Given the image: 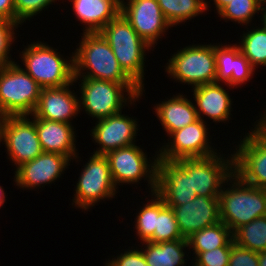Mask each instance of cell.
<instances>
[{
    "label": "cell",
    "instance_id": "obj_1",
    "mask_svg": "<svg viewBox=\"0 0 266 266\" xmlns=\"http://www.w3.org/2000/svg\"><path fill=\"white\" fill-rule=\"evenodd\" d=\"M82 35L79 47L74 54L75 83L80 77L115 83H135L124 72L109 43L99 32L85 33L83 31Z\"/></svg>",
    "mask_w": 266,
    "mask_h": 266
},
{
    "label": "cell",
    "instance_id": "obj_2",
    "mask_svg": "<svg viewBox=\"0 0 266 266\" xmlns=\"http://www.w3.org/2000/svg\"><path fill=\"white\" fill-rule=\"evenodd\" d=\"M228 181L232 186L222 188L219 195L220 221L234 233L240 226L266 216V189L245 183L235 173Z\"/></svg>",
    "mask_w": 266,
    "mask_h": 266
},
{
    "label": "cell",
    "instance_id": "obj_3",
    "mask_svg": "<svg viewBox=\"0 0 266 266\" xmlns=\"http://www.w3.org/2000/svg\"><path fill=\"white\" fill-rule=\"evenodd\" d=\"M109 43L124 72L142 89L144 80L145 51L149 46L132 28L120 12L100 32Z\"/></svg>",
    "mask_w": 266,
    "mask_h": 266
},
{
    "label": "cell",
    "instance_id": "obj_4",
    "mask_svg": "<svg viewBox=\"0 0 266 266\" xmlns=\"http://www.w3.org/2000/svg\"><path fill=\"white\" fill-rule=\"evenodd\" d=\"M81 81L79 107L98 120L122 112L127 102L132 104L142 96V89L136 83H115L91 78H82ZM125 92L128 94L124 97Z\"/></svg>",
    "mask_w": 266,
    "mask_h": 266
},
{
    "label": "cell",
    "instance_id": "obj_5",
    "mask_svg": "<svg viewBox=\"0 0 266 266\" xmlns=\"http://www.w3.org/2000/svg\"><path fill=\"white\" fill-rule=\"evenodd\" d=\"M38 42V43H37ZM22 51L23 68L42 88L62 87L74 83V52L65 60L59 52L40 41Z\"/></svg>",
    "mask_w": 266,
    "mask_h": 266
},
{
    "label": "cell",
    "instance_id": "obj_6",
    "mask_svg": "<svg viewBox=\"0 0 266 266\" xmlns=\"http://www.w3.org/2000/svg\"><path fill=\"white\" fill-rule=\"evenodd\" d=\"M42 87L17 62L0 67V114L31 115Z\"/></svg>",
    "mask_w": 266,
    "mask_h": 266
},
{
    "label": "cell",
    "instance_id": "obj_7",
    "mask_svg": "<svg viewBox=\"0 0 266 266\" xmlns=\"http://www.w3.org/2000/svg\"><path fill=\"white\" fill-rule=\"evenodd\" d=\"M168 59L167 74L192 88L216 82L215 45H189Z\"/></svg>",
    "mask_w": 266,
    "mask_h": 266
},
{
    "label": "cell",
    "instance_id": "obj_8",
    "mask_svg": "<svg viewBox=\"0 0 266 266\" xmlns=\"http://www.w3.org/2000/svg\"><path fill=\"white\" fill-rule=\"evenodd\" d=\"M157 156V157H156ZM109 163L110 173L115 186L121 184H134L144 177L150 184L151 192L157 188L158 154H155L151 163L146 153L135 144L109 151L105 154ZM150 163V164H149Z\"/></svg>",
    "mask_w": 266,
    "mask_h": 266
},
{
    "label": "cell",
    "instance_id": "obj_9",
    "mask_svg": "<svg viewBox=\"0 0 266 266\" xmlns=\"http://www.w3.org/2000/svg\"><path fill=\"white\" fill-rule=\"evenodd\" d=\"M230 159L218 155L206 158L176 160L190 175L197 196L219 197L223 184L234 173V155Z\"/></svg>",
    "mask_w": 266,
    "mask_h": 266
},
{
    "label": "cell",
    "instance_id": "obj_10",
    "mask_svg": "<svg viewBox=\"0 0 266 266\" xmlns=\"http://www.w3.org/2000/svg\"><path fill=\"white\" fill-rule=\"evenodd\" d=\"M83 167L72 204L86 211L100 200L114 197L118 186L113 183L105 155L94 153Z\"/></svg>",
    "mask_w": 266,
    "mask_h": 266
},
{
    "label": "cell",
    "instance_id": "obj_11",
    "mask_svg": "<svg viewBox=\"0 0 266 266\" xmlns=\"http://www.w3.org/2000/svg\"><path fill=\"white\" fill-rule=\"evenodd\" d=\"M1 141L6 145L9 158L16 169L43 152L35 121H30L27 115L5 116Z\"/></svg>",
    "mask_w": 266,
    "mask_h": 266
},
{
    "label": "cell",
    "instance_id": "obj_12",
    "mask_svg": "<svg viewBox=\"0 0 266 266\" xmlns=\"http://www.w3.org/2000/svg\"><path fill=\"white\" fill-rule=\"evenodd\" d=\"M206 121L198 118L193 123L173 132L172 138L160 148L158 159L176 161L182 158H206L217 153L210 146ZM160 152V153H159Z\"/></svg>",
    "mask_w": 266,
    "mask_h": 266
},
{
    "label": "cell",
    "instance_id": "obj_13",
    "mask_svg": "<svg viewBox=\"0 0 266 266\" xmlns=\"http://www.w3.org/2000/svg\"><path fill=\"white\" fill-rule=\"evenodd\" d=\"M121 13L151 48L172 27L157 0H127V3L121 0Z\"/></svg>",
    "mask_w": 266,
    "mask_h": 266
},
{
    "label": "cell",
    "instance_id": "obj_14",
    "mask_svg": "<svg viewBox=\"0 0 266 266\" xmlns=\"http://www.w3.org/2000/svg\"><path fill=\"white\" fill-rule=\"evenodd\" d=\"M156 193L170 207L193 201L197 196L192 190L191 175L177 162L158 159Z\"/></svg>",
    "mask_w": 266,
    "mask_h": 266
},
{
    "label": "cell",
    "instance_id": "obj_15",
    "mask_svg": "<svg viewBox=\"0 0 266 266\" xmlns=\"http://www.w3.org/2000/svg\"><path fill=\"white\" fill-rule=\"evenodd\" d=\"M69 161L71 162V159L67 156L42 152L16 169L14 181L19 188L23 189L43 187L60 178L63 171L70 165Z\"/></svg>",
    "mask_w": 266,
    "mask_h": 266
},
{
    "label": "cell",
    "instance_id": "obj_16",
    "mask_svg": "<svg viewBox=\"0 0 266 266\" xmlns=\"http://www.w3.org/2000/svg\"><path fill=\"white\" fill-rule=\"evenodd\" d=\"M136 120L122 112L99 119L91 130L92 138L100 145L94 153L105 155L109 151L135 144L138 131Z\"/></svg>",
    "mask_w": 266,
    "mask_h": 266
},
{
    "label": "cell",
    "instance_id": "obj_17",
    "mask_svg": "<svg viewBox=\"0 0 266 266\" xmlns=\"http://www.w3.org/2000/svg\"><path fill=\"white\" fill-rule=\"evenodd\" d=\"M183 238L220 221L219 197L196 196L193 201L171 207Z\"/></svg>",
    "mask_w": 266,
    "mask_h": 266
},
{
    "label": "cell",
    "instance_id": "obj_18",
    "mask_svg": "<svg viewBox=\"0 0 266 266\" xmlns=\"http://www.w3.org/2000/svg\"><path fill=\"white\" fill-rule=\"evenodd\" d=\"M72 85L74 84L42 88L38 103L30 116L71 124V118L78 115L81 109L79 98L69 89Z\"/></svg>",
    "mask_w": 266,
    "mask_h": 266
},
{
    "label": "cell",
    "instance_id": "obj_19",
    "mask_svg": "<svg viewBox=\"0 0 266 266\" xmlns=\"http://www.w3.org/2000/svg\"><path fill=\"white\" fill-rule=\"evenodd\" d=\"M216 57V83H225L229 87L237 88L249 78H252L255 69L248 59L240 52L235 45H215Z\"/></svg>",
    "mask_w": 266,
    "mask_h": 266
},
{
    "label": "cell",
    "instance_id": "obj_20",
    "mask_svg": "<svg viewBox=\"0 0 266 266\" xmlns=\"http://www.w3.org/2000/svg\"><path fill=\"white\" fill-rule=\"evenodd\" d=\"M35 127L43 152L57 153L74 160L76 155V136L72 124L39 119L33 116ZM73 157V158H72Z\"/></svg>",
    "mask_w": 266,
    "mask_h": 266
},
{
    "label": "cell",
    "instance_id": "obj_21",
    "mask_svg": "<svg viewBox=\"0 0 266 266\" xmlns=\"http://www.w3.org/2000/svg\"><path fill=\"white\" fill-rule=\"evenodd\" d=\"M219 83H210L193 88V98L198 118L207 116L213 122H226L231 119V98L226 89ZM201 115V116H200Z\"/></svg>",
    "mask_w": 266,
    "mask_h": 266
},
{
    "label": "cell",
    "instance_id": "obj_22",
    "mask_svg": "<svg viewBox=\"0 0 266 266\" xmlns=\"http://www.w3.org/2000/svg\"><path fill=\"white\" fill-rule=\"evenodd\" d=\"M85 33L100 32L121 12V0H70Z\"/></svg>",
    "mask_w": 266,
    "mask_h": 266
},
{
    "label": "cell",
    "instance_id": "obj_23",
    "mask_svg": "<svg viewBox=\"0 0 266 266\" xmlns=\"http://www.w3.org/2000/svg\"><path fill=\"white\" fill-rule=\"evenodd\" d=\"M154 110L169 136L198 119L196 106L183 94L162 101L155 106Z\"/></svg>",
    "mask_w": 266,
    "mask_h": 266
},
{
    "label": "cell",
    "instance_id": "obj_24",
    "mask_svg": "<svg viewBox=\"0 0 266 266\" xmlns=\"http://www.w3.org/2000/svg\"><path fill=\"white\" fill-rule=\"evenodd\" d=\"M143 248H140L145 257L146 263L150 266H184V248L189 247L186 238L175 241L153 243L144 241Z\"/></svg>",
    "mask_w": 266,
    "mask_h": 266
},
{
    "label": "cell",
    "instance_id": "obj_25",
    "mask_svg": "<svg viewBox=\"0 0 266 266\" xmlns=\"http://www.w3.org/2000/svg\"><path fill=\"white\" fill-rule=\"evenodd\" d=\"M189 248L195 257L200 252H207L223 246H232L234 243L233 232L223 223L203 228L187 238Z\"/></svg>",
    "mask_w": 266,
    "mask_h": 266
},
{
    "label": "cell",
    "instance_id": "obj_26",
    "mask_svg": "<svg viewBox=\"0 0 266 266\" xmlns=\"http://www.w3.org/2000/svg\"><path fill=\"white\" fill-rule=\"evenodd\" d=\"M157 2L172 27L202 14L209 7L208 1L205 0H157Z\"/></svg>",
    "mask_w": 266,
    "mask_h": 266
},
{
    "label": "cell",
    "instance_id": "obj_27",
    "mask_svg": "<svg viewBox=\"0 0 266 266\" xmlns=\"http://www.w3.org/2000/svg\"><path fill=\"white\" fill-rule=\"evenodd\" d=\"M234 242L254 252L266 251V216L240 226L233 233Z\"/></svg>",
    "mask_w": 266,
    "mask_h": 266
},
{
    "label": "cell",
    "instance_id": "obj_28",
    "mask_svg": "<svg viewBox=\"0 0 266 266\" xmlns=\"http://www.w3.org/2000/svg\"><path fill=\"white\" fill-rule=\"evenodd\" d=\"M239 42L240 52L248 59L254 69L266 66V29L262 26L247 30Z\"/></svg>",
    "mask_w": 266,
    "mask_h": 266
},
{
    "label": "cell",
    "instance_id": "obj_29",
    "mask_svg": "<svg viewBox=\"0 0 266 266\" xmlns=\"http://www.w3.org/2000/svg\"><path fill=\"white\" fill-rule=\"evenodd\" d=\"M183 239L174 210L167 206L159 196V214L157 216L156 229L154 235L148 240L153 243L175 241Z\"/></svg>",
    "mask_w": 266,
    "mask_h": 266
},
{
    "label": "cell",
    "instance_id": "obj_30",
    "mask_svg": "<svg viewBox=\"0 0 266 266\" xmlns=\"http://www.w3.org/2000/svg\"><path fill=\"white\" fill-rule=\"evenodd\" d=\"M262 3V0H232L218 14L226 21L246 26L253 20L254 14L259 13Z\"/></svg>",
    "mask_w": 266,
    "mask_h": 266
},
{
    "label": "cell",
    "instance_id": "obj_31",
    "mask_svg": "<svg viewBox=\"0 0 266 266\" xmlns=\"http://www.w3.org/2000/svg\"><path fill=\"white\" fill-rule=\"evenodd\" d=\"M151 201H148L144 207L140 209L137 218L135 219V228L137 236L141 242L148 241L156 229L157 216L159 214V195L154 192Z\"/></svg>",
    "mask_w": 266,
    "mask_h": 266
},
{
    "label": "cell",
    "instance_id": "obj_32",
    "mask_svg": "<svg viewBox=\"0 0 266 266\" xmlns=\"http://www.w3.org/2000/svg\"><path fill=\"white\" fill-rule=\"evenodd\" d=\"M19 23L8 19H0V67L14 63L9 57L10 46L14 42V30Z\"/></svg>",
    "mask_w": 266,
    "mask_h": 266
},
{
    "label": "cell",
    "instance_id": "obj_33",
    "mask_svg": "<svg viewBox=\"0 0 266 266\" xmlns=\"http://www.w3.org/2000/svg\"><path fill=\"white\" fill-rule=\"evenodd\" d=\"M56 0H14L16 13V22L22 24L25 20H29L40 13V11L48 8L50 4ZM48 6V7H47Z\"/></svg>",
    "mask_w": 266,
    "mask_h": 266
},
{
    "label": "cell",
    "instance_id": "obj_34",
    "mask_svg": "<svg viewBox=\"0 0 266 266\" xmlns=\"http://www.w3.org/2000/svg\"><path fill=\"white\" fill-rule=\"evenodd\" d=\"M231 246L218 247L207 252H200L193 266H228Z\"/></svg>",
    "mask_w": 266,
    "mask_h": 266
},
{
    "label": "cell",
    "instance_id": "obj_35",
    "mask_svg": "<svg viewBox=\"0 0 266 266\" xmlns=\"http://www.w3.org/2000/svg\"><path fill=\"white\" fill-rule=\"evenodd\" d=\"M228 266H259L258 252L248 250L234 242L231 246Z\"/></svg>",
    "mask_w": 266,
    "mask_h": 266
},
{
    "label": "cell",
    "instance_id": "obj_36",
    "mask_svg": "<svg viewBox=\"0 0 266 266\" xmlns=\"http://www.w3.org/2000/svg\"><path fill=\"white\" fill-rule=\"evenodd\" d=\"M105 266H150L146 263L142 250L128 249L121 253L117 258L109 260Z\"/></svg>",
    "mask_w": 266,
    "mask_h": 266
},
{
    "label": "cell",
    "instance_id": "obj_37",
    "mask_svg": "<svg viewBox=\"0 0 266 266\" xmlns=\"http://www.w3.org/2000/svg\"><path fill=\"white\" fill-rule=\"evenodd\" d=\"M0 19L16 22L14 0H0Z\"/></svg>",
    "mask_w": 266,
    "mask_h": 266
},
{
    "label": "cell",
    "instance_id": "obj_38",
    "mask_svg": "<svg viewBox=\"0 0 266 266\" xmlns=\"http://www.w3.org/2000/svg\"><path fill=\"white\" fill-rule=\"evenodd\" d=\"M264 115L260 117V121H258L257 125L251 132L259 139L266 141V111L263 113Z\"/></svg>",
    "mask_w": 266,
    "mask_h": 266
},
{
    "label": "cell",
    "instance_id": "obj_39",
    "mask_svg": "<svg viewBox=\"0 0 266 266\" xmlns=\"http://www.w3.org/2000/svg\"><path fill=\"white\" fill-rule=\"evenodd\" d=\"M216 6L217 13H219L232 0H213Z\"/></svg>",
    "mask_w": 266,
    "mask_h": 266
},
{
    "label": "cell",
    "instance_id": "obj_40",
    "mask_svg": "<svg viewBox=\"0 0 266 266\" xmlns=\"http://www.w3.org/2000/svg\"><path fill=\"white\" fill-rule=\"evenodd\" d=\"M258 265L266 266V251H262L258 253Z\"/></svg>",
    "mask_w": 266,
    "mask_h": 266
},
{
    "label": "cell",
    "instance_id": "obj_41",
    "mask_svg": "<svg viewBox=\"0 0 266 266\" xmlns=\"http://www.w3.org/2000/svg\"><path fill=\"white\" fill-rule=\"evenodd\" d=\"M264 4V5H263ZM261 6V13H262V18H261V22H262V27L266 29V3H263Z\"/></svg>",
    "mask_w": 266,
    "mask_h": 266
},
{
    "label": "cell",
    "instance_id": "obj_42",
    "mask_svg": "<svg viewBox=\"0 0 266 266\" xmlns=\"http://www.w3.org/2000/svg\"><path fill=\"white\" fill-rule=\"evenodd\" d=\"M6 193L4 192L3 188L0 186V207L4 204V201L6 200L5 195Z\"/></svg>",
    "mask_w": 266,
    "mask_h": 266
},
{
    "label": "cell",
    "instance_id": "obj_43",
    "mask_svg": "<svg viewBox=\"0 0 266 266\" xmlns=\"http://www.w3.org/2000/svg\"><path fill=\"white\" fill-rule=\"evenodd\" d=\"M5 116L0 114V143H1V138H2V123L4 120Z\"/></svg>",
    "mask_w": 266,
    "mask_h": 266
}]
</instances>
